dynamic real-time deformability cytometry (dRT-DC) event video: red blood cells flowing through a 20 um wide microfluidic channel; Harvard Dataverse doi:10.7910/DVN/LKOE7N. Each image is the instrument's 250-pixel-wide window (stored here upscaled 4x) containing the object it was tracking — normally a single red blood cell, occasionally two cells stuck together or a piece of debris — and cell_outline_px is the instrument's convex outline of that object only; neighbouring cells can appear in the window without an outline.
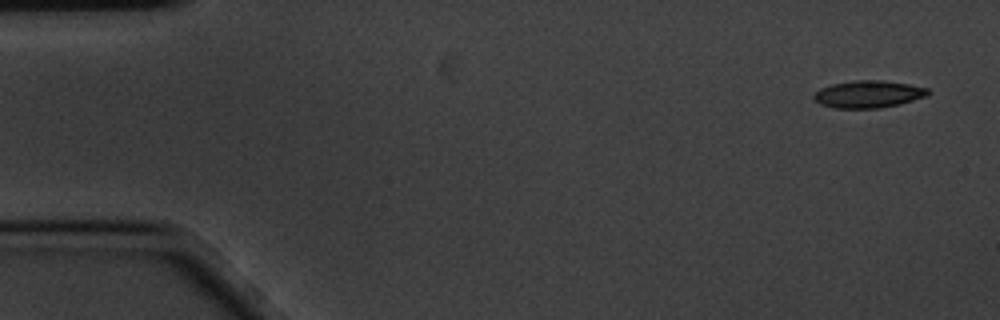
{"species": "common noctule bat (a hibernating species)", "species_latin": "Nyctalus noctula", "temperature_condition": "cold", "stored_images_in_passage": 5, "camera_frame_rate_fps": 3000, "um_per_image_px": 0.085, "animal": {"sex": "male", "body_mass_g": 20.1, "forearm_length_mm": 53.5}, "frame": {"image": 1, "passage_image": 1, "time_ms": 0.0, "image_size_px": [1000, 320], "cell_outline_px": [[932, 92], [928, 96], [900, 104], [880, 108], [836, 108], [820, 104], [812, 96], [820, 88], [832, 84], [852, 80], [884, 80], [908, 84], [928, 88]], "centroid_in_image_um": [73.85, 8.0], "position_along_channel_um": 11.2, "area_um2": 18.26}}
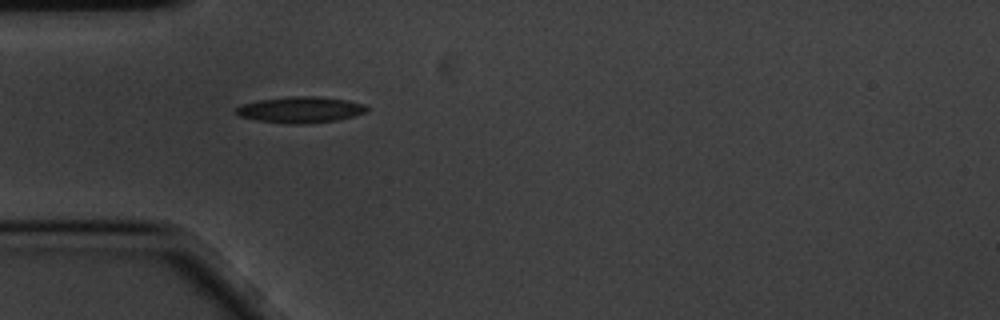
{"frame": {"image": 2, "passage_image": 5, "time_ms": 1.333, "image_size_px": [1000, 320], "cell_outline_px": [[368, 112], [336, 120], [296, 124], [260, 120], [240, 116], [236, 112], [236, 108], [240, 104], [260, 100], [292, 96], [316, 96], [348, 100], [364, 104], [368, 108]], "centroid_in_image_um": [25.57, 9.31], "position_along_channel_um": 59.4, "area_um2": 19.54}}